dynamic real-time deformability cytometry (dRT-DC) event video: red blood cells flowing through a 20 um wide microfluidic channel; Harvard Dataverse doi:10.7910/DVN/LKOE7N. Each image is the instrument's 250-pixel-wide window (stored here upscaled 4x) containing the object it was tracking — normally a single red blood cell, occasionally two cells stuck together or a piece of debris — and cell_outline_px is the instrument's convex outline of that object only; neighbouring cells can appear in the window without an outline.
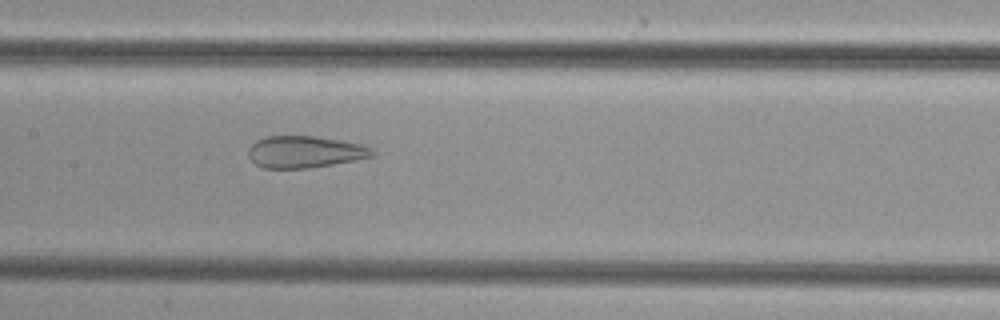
{"species": "common noctule bat (a hibernating species)", "species_latin": "Nyctalus noctula", "temperature_condition": "cold", "stored_images_in_passage": 32, "camera_frame_rate_fps": 3000, "um_per_image_px": 0.085, "animal": {"sex": "female", "body_mass_g": 29.2, "forearm_length_mm": 56.3}, "frame": {"image": 1, "passage_image": 9, "time_ms": 2.667, "image_size_px": [1000, 320], "cell_outline_px": [[376, 152], [372, 156], [356, 160], [308, 168], [264, 168], [256, 164], [248, 156], [248, 148], [256, 140], [268, 136], [312, 136], [340, 140], [360, 144], [372, 148]], "centroid_in_image_um": [25.9, 12.91], "position_along_channel_um": 181.5, "area_um2": 22.89}}
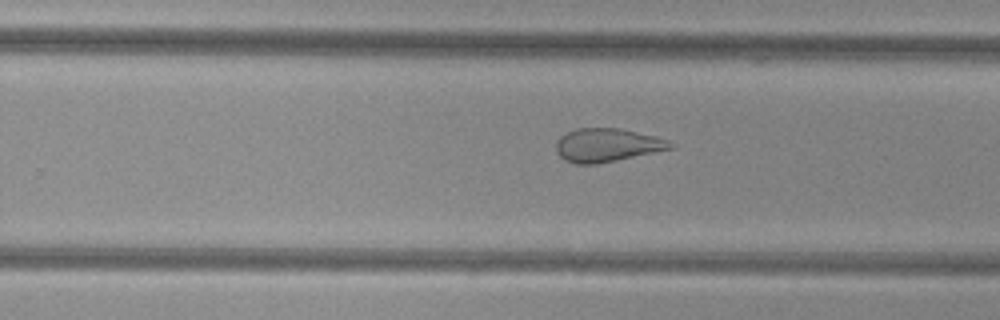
{"frame": {"image": 2, "passage_image": 16, "time_ms": 5.0, "image_size_px": [1000, 320], "cell_outline_px": [[676, 148], [596, 164], [576, 164], [564, 160], [556, 152], [556, 140], [560, 136], [576, 128], [620, 128], [656, 136], [668, 140], [676, 144]], "centroid_in_image_um": [51.63, 12.33], "position_along_channel_um": 278.2, "area_um2": 22.48}}
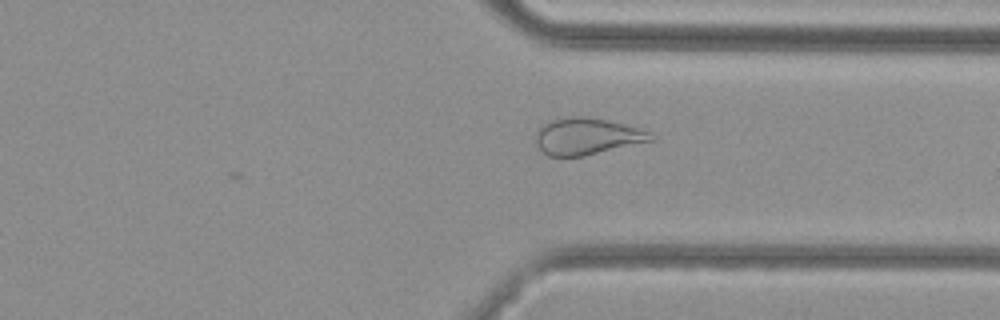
{"frame": {"image": 3, "passage_image": 22, "time_ms": 7.0, "image_size_px": [1000, 320], "cell_outline_px": [[656, 140], [584, 156], [548, 156], [536, 144], [536, 132], [540, 124], [548, 120], [568, 116], [584, 116], [608, 120], [640, 128], [652, 132]], "centroid_in_image_um": [49.9, 11.57], "position_along_channel_um": 361.5, "area_um2": 25.03}}